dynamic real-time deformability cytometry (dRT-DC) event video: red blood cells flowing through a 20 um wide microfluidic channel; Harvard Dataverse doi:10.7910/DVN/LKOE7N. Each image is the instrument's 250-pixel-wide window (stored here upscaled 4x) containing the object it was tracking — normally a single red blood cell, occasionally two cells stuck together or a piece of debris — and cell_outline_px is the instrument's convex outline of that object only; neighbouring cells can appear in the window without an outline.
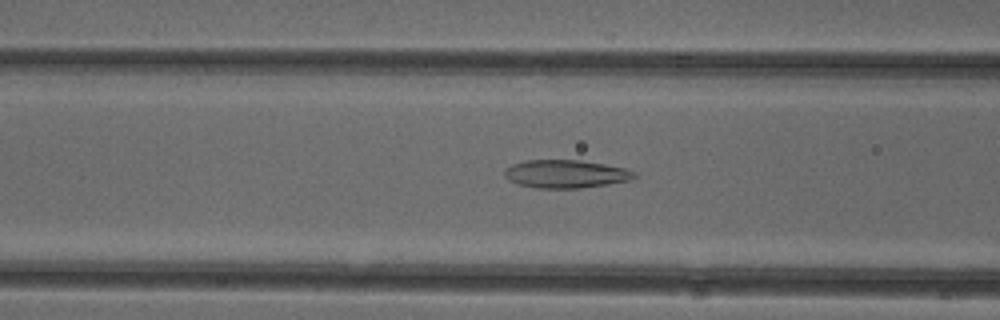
{"species": "common noctule bat (a hibernating species)", "species_latin": "Nyctalus noctula", "temperature_condition": "cold", "stored_images_in_passage": 50, "camera_frame_rate_fps": 3000, "um_per_image_px": 0.085, "animal": {"sex": "female"}, "frame": {"image": 1, "passage_image": 19, "time_ms": 6.0, "image_size_px": [1000, 320], "cell_outline_px": [[636, 176], [632, 180], [608, 184], [580, 188], [536, 188], [520, 184], [508, 180], [504, 176], [504, 168], [512, 164], [524, 160], [580, 160], [628, 168], [636, 172]], "centroid_in_image_um": [48.1, 14.78], "position_along_channel_um": 118.5, "area_um2": 21.44}}
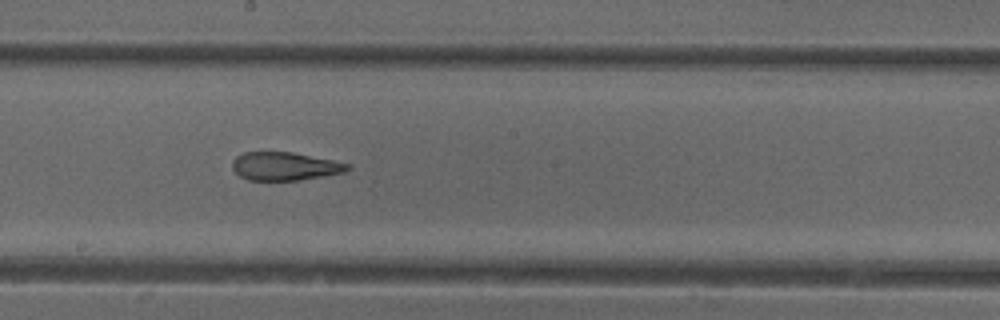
{"frame": {"image": 2, "passage_image": 27, "time_ms": 8.667, "image_size_px": [1000, 320], "cell_outline_px": [[352, 168], [344, 172], [300, 180], [248, 180], [240, 176], [232, 168], [232, 160], [236, 156], [244, 152], [292, 152], [352, 164]], "centroid_in_image_um": [24.21, 14.13], "position_along_channel_um": 224.0, "area_um2": 18.96}}
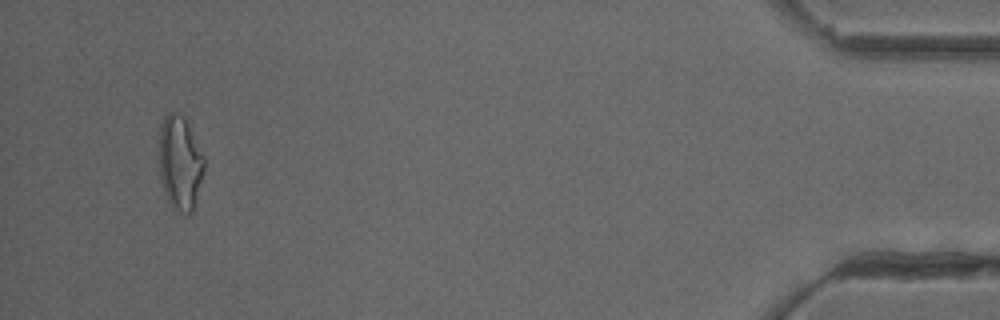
{"frame": {"image": 3, "passage_image": 48, "time_ms": 15.667, "image_size_px": [1000, 320], "cell_outline_px": [[204, 172], [192, 212], [188, 216], [180, 212], [168, 200], [160, 180], [160, 124], [164, 116], [168, 112], [176, 112], [184, 116], [204, 156]], "centroid_in_image_um": [15.31, 13.82], "position_along_channel_um": 419.9, "area_um2": 24.57}, "authors_computed_cell_mechanics": {"area_um2": 22.1374, "velocity_mm_per_s": 3.9465, "shape_relaxation_time_tau1_ms": 7.0041, "shape_relaxation_time_tau2_ms": 1.7779, "deformation_change_tau1": 0.1911, "deformation_change_tau2": 0.1076}}